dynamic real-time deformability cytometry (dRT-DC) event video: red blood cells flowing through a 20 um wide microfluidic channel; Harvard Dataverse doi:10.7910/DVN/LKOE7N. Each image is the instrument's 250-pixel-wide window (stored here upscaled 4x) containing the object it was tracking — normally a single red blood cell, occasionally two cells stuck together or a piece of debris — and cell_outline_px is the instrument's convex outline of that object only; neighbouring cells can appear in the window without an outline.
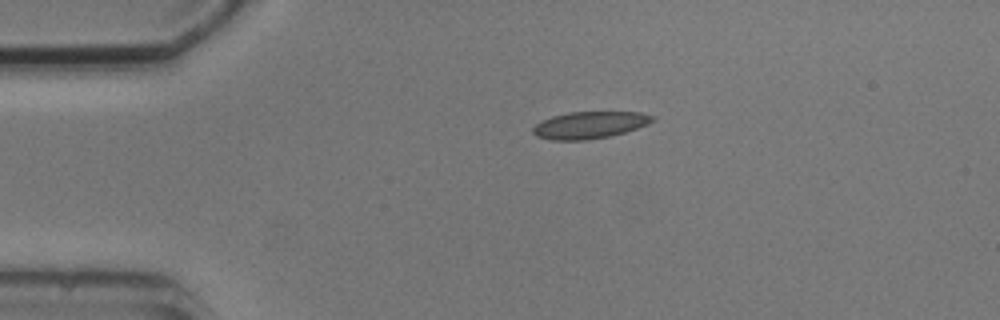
{"species": "common noctule bat (a hibernating species)", "species_latin": "Nyctalus noctula", "temperature_condition": "cold", "stored_images_in_passage": 2, "camera_frame_rate_fps": 3000, "um_per_image_px": 0.085, "animal": {"sex": "male", "body_mass_g": 20.5, "forearm_length_mm": 52.5}, "frame": {"image": 1, "passage_image": 1, "time_ms": 0.0, "image_size_px": [1000, 320], "cell_outline_px": [[656, 120], [648, 124], [624, 132], [608, 136], [588, 140], [552, 140], [536, 136], [532, 132], [532, 128], [540, 120], [552, 116], [568, 112], [640, 112], [656, 116]], "centroid_in_image_um": [50.11, 10.62], "position_along_channel_um": 34.9, "area_um2": 18.9}}